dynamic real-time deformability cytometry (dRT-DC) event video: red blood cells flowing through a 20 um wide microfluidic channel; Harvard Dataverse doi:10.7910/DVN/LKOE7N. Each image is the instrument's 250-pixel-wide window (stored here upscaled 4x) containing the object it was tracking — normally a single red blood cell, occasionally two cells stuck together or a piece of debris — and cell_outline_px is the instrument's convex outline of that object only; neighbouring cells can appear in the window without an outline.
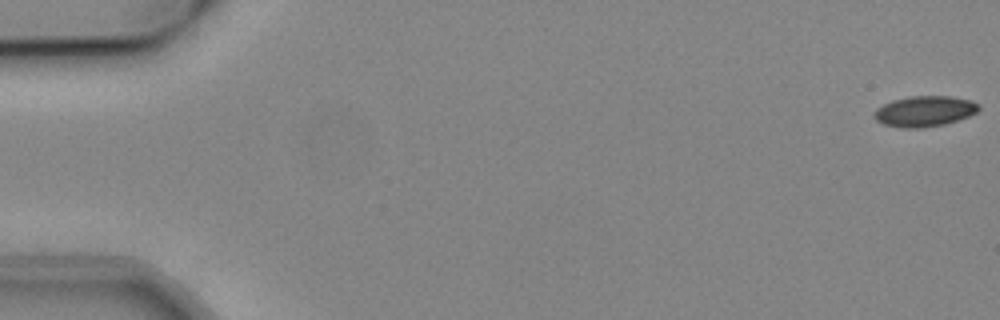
{"species": "common noctule bat (a hibernating species)", "species_latin": "Nyctalus noctula", "temperature_condition": "cold", "stored_images_in_passage": 55, "segment_of_instrument_passage": [1, 2], "camera_frame_rate_fps": 3000, "um_per_image_px": 0.085, "animal": {"sex": "male", "body_mass_g": 19.2, "forearm_length_mm": 51.8}, "frame": {"image": 1, "passage_image": 1, "time_ms": 0.0, "image_size_px": [1000, 320], "cell_outline_px": [[980, 108], [976, 112], [968, 116], [944, 124], [920, 128], [904, 128], [884, 124], [876, 120], [872, 116], [876, 108], [892, 100], [908, 96], [948, 96], [968, 100], [980, 104]], "centroid_in_image_um": [78.55, 9.45], "position_along_channel_um": 6.5, "area_um2": 18.55}}
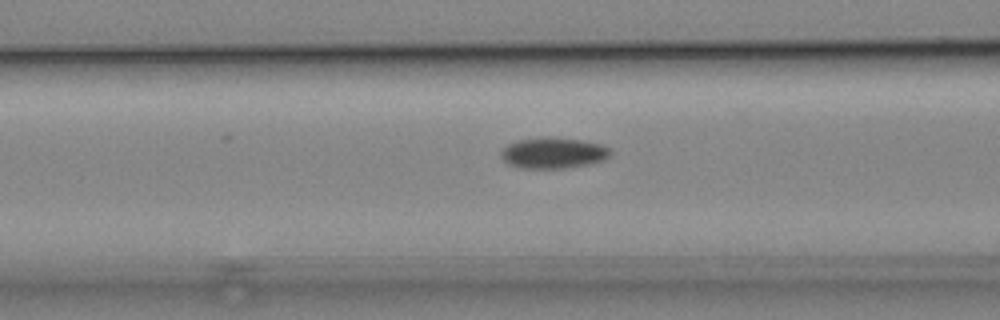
{"frame": {"image": 2, "passage_image": 22, "time_ms": 7.0, "image_size_px": [1000, 320], "cell_outline_px": [[612, 152], [604, 160], [588, 164], [564, 168], [520, 168], [508, 164], [500, 156], [500, 152], [508, 144], [516, 140], [548, 136], [580, 140], [604, 144], [612, 148]], "centroid_in_image_um": [47.04, 12.99], "position_along_channel_um": 119.6, "area_um2": 19.94}}
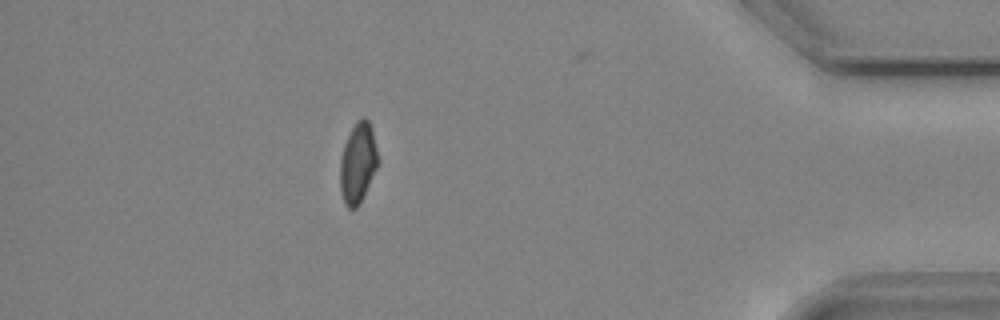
{"frame": {"image": 3, "passage_image": 48, "time_ms": 15.667, "image_size_px": [1000, 320], "cell_outline_px": [[380, 160], [360, 204], [356, 208], [348, 208], [344, 204], [340, 192], [340, 156], [344, 144], [356, 120], [360, 116], [364, 116], [368, 120], [372, 128]], "centroid_in_image_um": [30.42, 13.84], "position_along_channel_um": 404.8, "area_um2": 18.09}}